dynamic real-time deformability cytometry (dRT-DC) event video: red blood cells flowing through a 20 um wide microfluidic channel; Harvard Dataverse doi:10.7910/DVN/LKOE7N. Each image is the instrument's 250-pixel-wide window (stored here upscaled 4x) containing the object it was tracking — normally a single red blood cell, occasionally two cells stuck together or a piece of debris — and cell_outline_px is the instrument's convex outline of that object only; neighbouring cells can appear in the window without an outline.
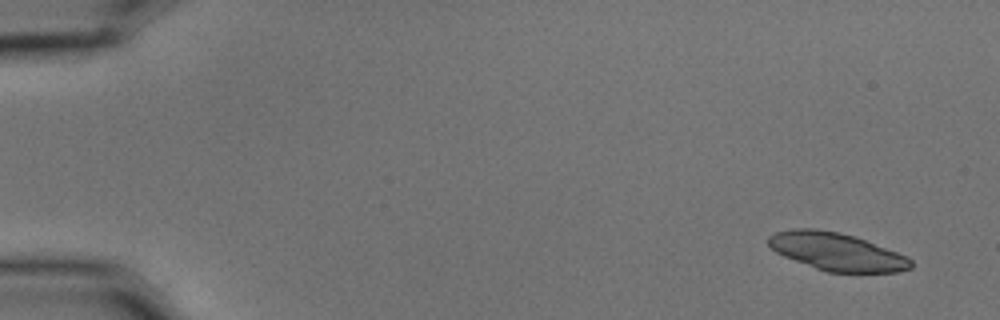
{"species": "common noctule bat (a hibernating species)", "species_latin": "Nyctalus noctula", "temperature_condition": "cold", "stored_images_in_passage": 5, "camera_frame_rate_fps": 3000, "um_per_image_px": 0.085, "animal": {"sex": "male", "body_mass_g": 15.6}, "frame": {"image": 1, "passage_image": 1, "time_ms": 0.0, "image_size_px": [1000, 320], "cell_outline_px": [[912, 268], [900, 272], [828, 272], [816, 268], [784, 256], [776, 252], [768, 244], [768, 236], [776, 232], [792, 228], [816, 228], [840, 232], [856, 236], [908, 256], [912, 260]], "centroid_in_image_um": [71.14, 21.38], "position_along_channel_um": 13.9, "area_um2": 31.44}}